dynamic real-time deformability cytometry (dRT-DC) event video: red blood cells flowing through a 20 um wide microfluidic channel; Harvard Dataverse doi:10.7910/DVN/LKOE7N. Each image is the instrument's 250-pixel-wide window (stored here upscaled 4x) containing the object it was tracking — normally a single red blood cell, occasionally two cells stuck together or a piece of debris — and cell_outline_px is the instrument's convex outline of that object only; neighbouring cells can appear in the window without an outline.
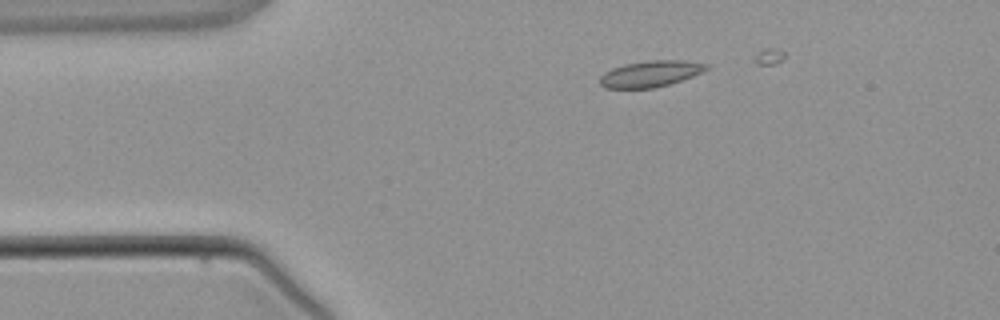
{"species": "common noctule bat (a hibernating species)", "species_latin": "Nyctalus noctula", "temperature_condition": "warm", "stored_images_in_passage": 3, "camera_frame_rate_fps": 3000, "um_per_image_px": 0.085, "animal": {"sex": "male", "body_mass_g": 21.5, "forearm_length_mm": 52.0}, "frame": {"image": 1, "passage_image": 2, "time_ms": 1.333, "image_size_px": [1000, 320], "cell_outline_px": [[708, 68], [692, 76], [668, 84], [652, 88], [604, 88], [600, 84], [600, 76], [604, 72], [612, 68], [624, 64], [648, 60], [680, 60], [708, 64]], "centroid_in_image_um": [55.23, 6.27], "position_along_channel_um": 29.8, "area_um2": 16.07}}